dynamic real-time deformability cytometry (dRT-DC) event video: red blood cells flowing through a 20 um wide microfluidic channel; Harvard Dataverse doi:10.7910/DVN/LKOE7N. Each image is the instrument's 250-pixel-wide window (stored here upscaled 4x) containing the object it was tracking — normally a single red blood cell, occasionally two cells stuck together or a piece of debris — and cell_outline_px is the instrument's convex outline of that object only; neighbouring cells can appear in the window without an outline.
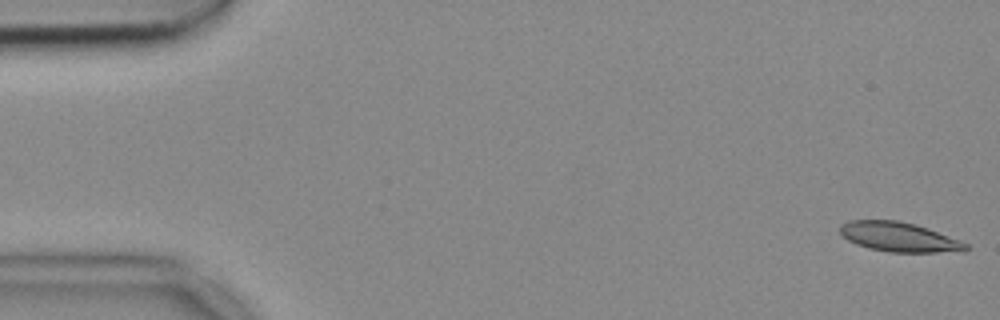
{"species": "common noctule bat (a hibernating species)", "species_latin": "Nyctalus noctula", "temperature_condition": "cold", "stored_images_in_passage": 53, "camera_frame_rate_fps": 3000, "um_per_image_px": 0.085, "animal": {"sex": "female", "body_mass_g": 18.4}, "frame": {"image": 1, "passage_image": 1, "time_ms": 0.0, "image_size_px": [1000, 320], "cell_outline_px": [[968, 248], [964, 252], [888, 252], [868, 248], [856, 244], [840, 236], [840, 224], [848, 220], [896, 220], [916, 224], [928, 228], [968, 244]], "centroid_in_image_um": [76.38, 20.14], "position_along_channel_um": 8.6, "area_um2": 21.79}}
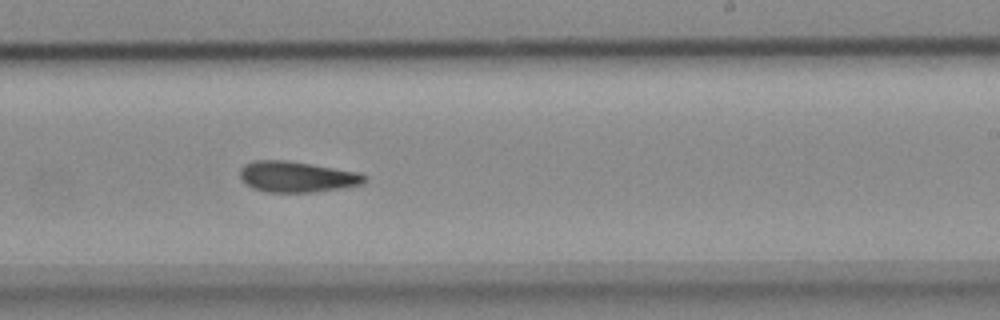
{"frame": {"image": 2, "passage_image": 32, "time_ms": 10.333, "image_size_px": [1000, 320], "cell_outline_px": [[368, 180], [364, 184], [312, 192], [264, 192], [252, 188], [244, 184], [240, 180], [240, 168], [244, 164], [256, 160], [284, 160], [356, 172], [364, 176]], "centroid_in_image_um": [25.15, 15.04], "position_along_channel_um": 263.9, "area_um2": 22.2}}
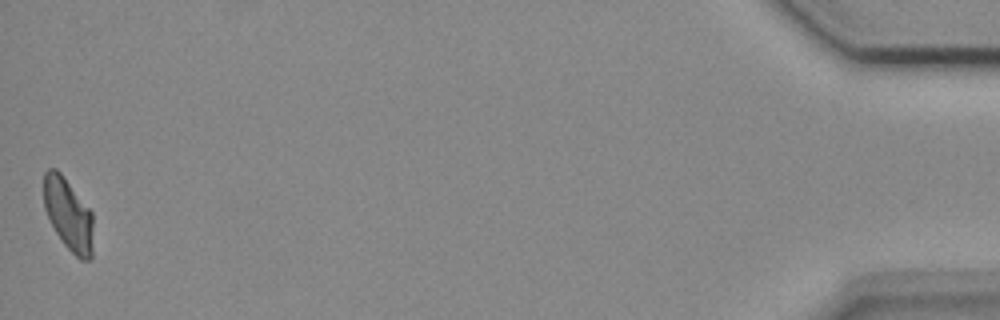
{"frame": {"image": 3, "passage_image": 53, "time_ms": 17.333, "image_size_px": [1000, 320], "cell_outline_px": [[92, 260], [80, 260], [64, 244], [56, 232], [44, 208], [44, 172], [48, 168], [56, 168], [60, 172], [92, 212]], "centroid_in_image_um": [5.81, 18.23], "position_along_channel_um": 429.4, "area_um2": 20.58}}